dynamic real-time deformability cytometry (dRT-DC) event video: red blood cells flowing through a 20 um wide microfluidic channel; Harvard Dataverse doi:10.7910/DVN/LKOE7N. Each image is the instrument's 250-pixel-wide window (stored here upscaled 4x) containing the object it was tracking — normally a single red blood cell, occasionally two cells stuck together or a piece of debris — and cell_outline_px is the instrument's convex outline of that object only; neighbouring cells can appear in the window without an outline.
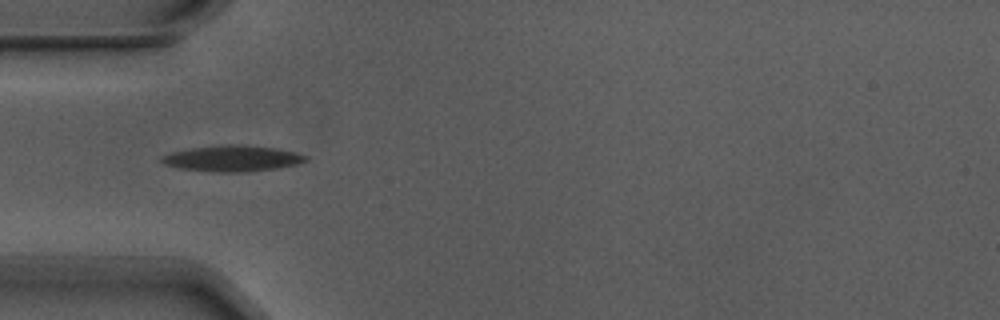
{"species": "Egyptian fruit bat (a non-hibernating species)", "species_latin": "Rousettus aegyptiacus", "temperature_condition": "warm", "stored_images_in_passage": 10, "camera_frame_rate_fps": 3000, "um_per_image_px": 0.085, "animal": {"sex": "male"}, "frame": {"image": 1, "passage_image": 4, "time_ms": 1.0, "image_size_px": [1000, 320], "cell_outline_px": [[308, 160], [296, 164], [276, 168], [248, 172], [216, 172], [180, 168], [164, 164], [160, 160], [164, 156], [172, 152], [192, 148], [228, 144], [236, 144], [276, 148], [296, 152], [308, 156]], "centroid_in_image_um": [19.79, 13.47], "position_along_channel_um": 65.2, "area_um2": 21.62}}
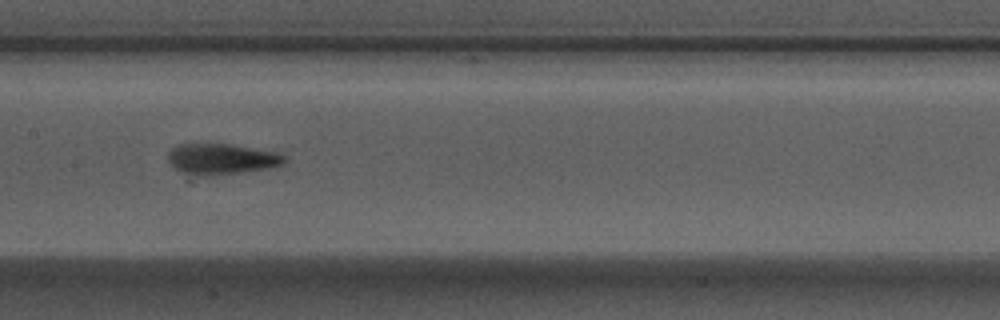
{"frame": {"image": 2, "passage_image": 7, "time_ms": 2.0, "image_size_px": [1000, 320], "cell_outline_px": [[288, 160], [284, 164], [268, 168], [212, 176], [200, 176], [180, 172], [168, 160], [168, 152], [172, 148], [180, 144], [232, 144], [276, 152], [284, 156]], "centroid_in_image_um": [18.83, 13.52], "position_along_channel_um": 188.6, "area_um2": 20.87}}
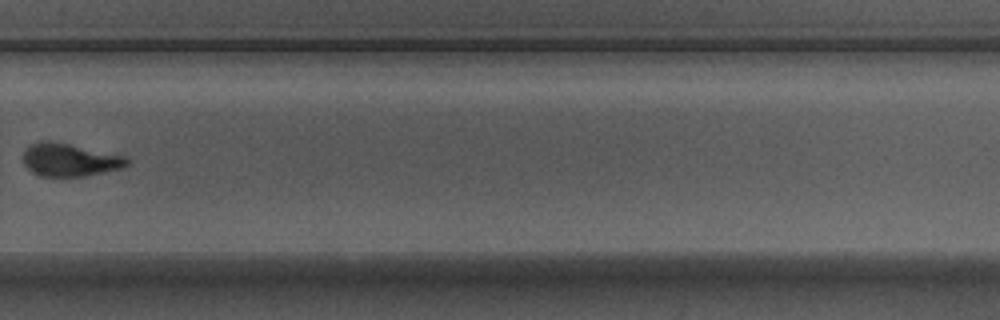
{"frame": {"image": 3, "passage_image": 10, "time_ms": 3.0, "image_size_px": [1000, 320], "cell_outline_px": [[132, 160], [124, 168], [84, 176], [40, 176], [32, 172], [24, 164], [24, 152], [32, 144], [40, 140], [48, 140], [128, 156]], "centroid_in_image_um": [5.99, 13.59], "position_along_channel_um": 323.8, "area_um2": 19.94}}